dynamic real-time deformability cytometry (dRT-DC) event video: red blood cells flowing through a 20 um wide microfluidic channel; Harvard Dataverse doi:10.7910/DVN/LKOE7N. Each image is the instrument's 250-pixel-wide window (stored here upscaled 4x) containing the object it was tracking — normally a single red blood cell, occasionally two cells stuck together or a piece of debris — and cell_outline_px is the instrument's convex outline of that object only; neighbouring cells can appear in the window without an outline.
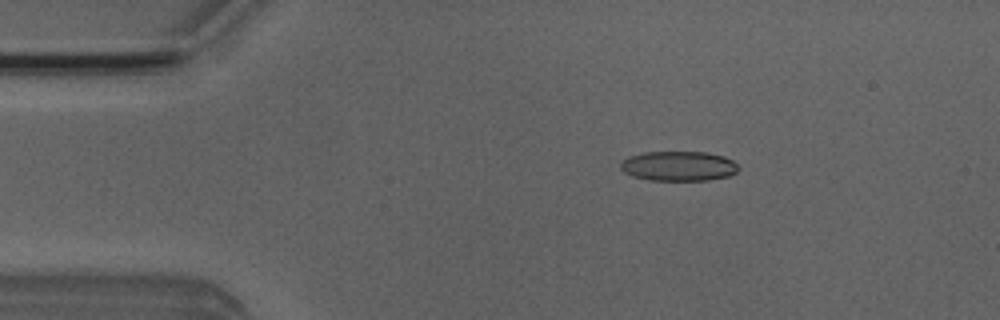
{"species": "Egyptian fruit bat (a non-hibernating species)", "species_latin": "Rousettus aegyptiacus", "temperature_condition": "room temperature", "stored_images_in_passage": 5, "camera_frame_rate_fps": 3000, "um_per_image_px": 0.085, "animal": {"sex": "male"}, "frame": {"image": 1, "passage_image": 3, "time_ms": 2.333, "image_size_px": [1000, 320], "cell_outline_px": [[740, 168], [736, 172], [728, 176], [708, 180], [648, 180], [632, 176], [624, 172], [620, 168], [620, 164], [628, 156], [644, 152], [704, 152], [724, 156], [732, 160]], "centroid_in_image_um": [57.67, 14.11], "position_along_channel_um": 27.3, "area_um2": 20.46}}
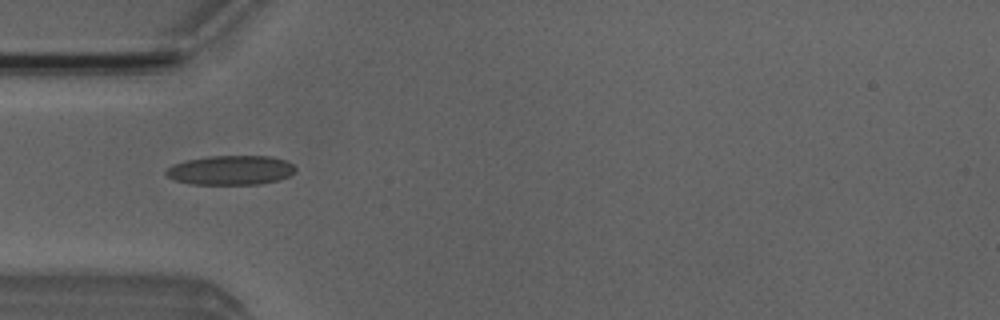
{"frame": {"image": 2, "passage_image": 5, "time_ms": 4.667, "image_size_px": [1000, 320], "cell_outline_px": [[296, 172], [288, 176], [276, 180], [260, 184], [192, 184], [176, 180], [168, 176], [164, 172], [172, 164], [188, 160], [208, 156], [272, 156], [284, 160], [292, 164], [296, 168]], "centroid_in_image_um": [19.62, 14.46], "position_along_channel_um": 65.4, "area_um2": 22.02}}